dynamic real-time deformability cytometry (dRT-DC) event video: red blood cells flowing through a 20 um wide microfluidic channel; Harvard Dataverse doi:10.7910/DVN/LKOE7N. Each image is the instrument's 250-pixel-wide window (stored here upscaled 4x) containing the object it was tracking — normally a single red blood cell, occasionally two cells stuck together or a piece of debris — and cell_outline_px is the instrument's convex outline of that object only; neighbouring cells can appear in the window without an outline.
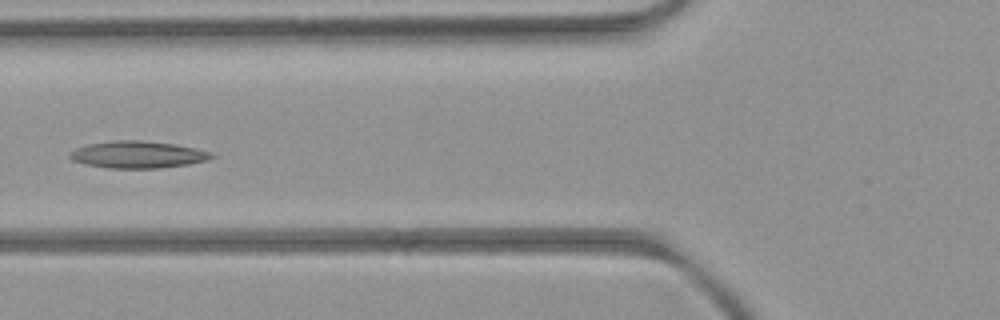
{"species": "common noctule bat (a hibernating species)", "species_latin": "Nyctalus noctula", "temperature_condition": "room temperature", "stored_images_in_passage": 5, "camera_frame_rate_fps": 3000, "um_per_image_px": 0.085, "animal": {"sex": "female", "body_mass_g": 21.9}, "frame": {"image": 1, "passage_image": 5, "time_ms": 5.333, "image_size_px": [1000, 320], "cell_outline_px": [[216, 156], [208, 160], [188, 164], [160, 168], [108, 168], [84, 164], [72, 160], [68, 156], [68, 152], [76, 148], [88, 144], [112, 140], [140, 140], [176, 144], [196, 148], [212, 152]], "centroid_in_image_um": [11.7, 13.14], "position_along_channel_um": 114.1, "area_um2": 22.54}}